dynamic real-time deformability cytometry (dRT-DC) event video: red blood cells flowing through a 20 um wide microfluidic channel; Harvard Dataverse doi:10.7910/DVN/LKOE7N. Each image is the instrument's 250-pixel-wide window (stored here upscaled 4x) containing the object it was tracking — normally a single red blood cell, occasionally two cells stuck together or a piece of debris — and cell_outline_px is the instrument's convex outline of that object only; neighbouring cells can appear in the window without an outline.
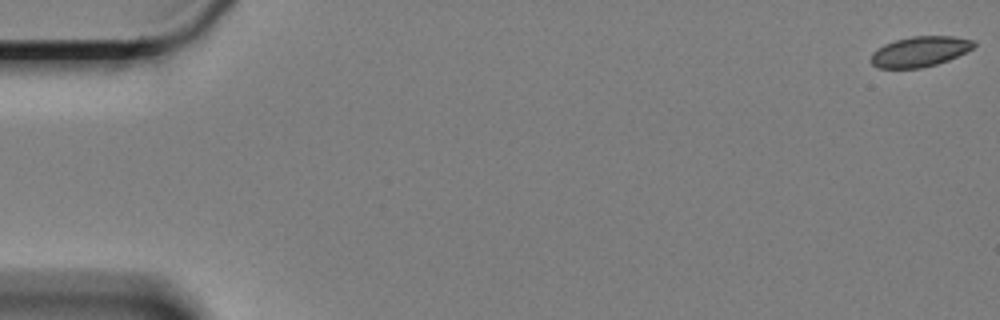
{"species": "Egyptian fruit bat (a non-hibernating species)", "species_latin": "Rousettus aegyptiacus", "temperature_condition": "cold", "stored_images_in_passage": 62, "segment_of_instrument_passage": [1, 2], "camera_frame_rate_fps": 3000, "um_per_image_px": 0.085, "animal": {"sex": "female"}, "frame": {"image": 1, "passage_image": 1, "time_ms": 0.0, "image_size_px": [1000, 320], "cell_outline_px": [[976, 44], [972, 48], [948, 60], [936, 64], [920, 68], [880, 68], [872, 64], [868, 60], [872, 52], [884, 44], [896, 40], [912, 36], [952, 36], [972, 40]], "centroid_in_image_um": [78.13, 4.38], "position_along_channel_um": 6.9, "area_um2": 18.03}}
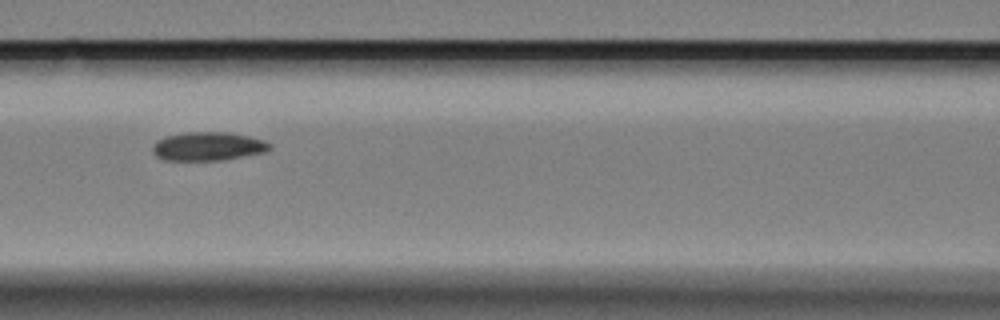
{"frame": {"image": 2, "passage_image": 27, "time_ms": 8.667, "image_size_px": [1000, 320], "cell_outline_px": [[272, 148], [264, 152], [224, 160], [164, 160], [156, 156], [152, 152], [152, 148], [156, 140], [168, 136], [184, 132], [228, 132], [248, 136], [264, 140], [272, 144]], "centroid_in_image_um": [17.68, 12.44], "position_along_channel_um": 148.9, "area_um2": 19.59}}
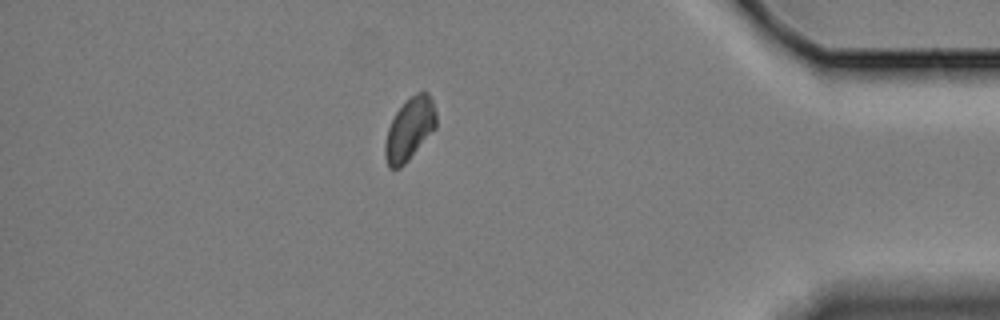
{"frame": {"image": 3, "passage_image": 53, "time_ms": 17.333, "image_size_px": [1000, 320], "cell_outline_px": [[436, 128], [408, 160], [400, 168], [388, 168], [384, 156], [384, 144], [388, 128], [396, 112], [416, 92], [428, 92], [432, 100], [436, 112]], "centroid_in_image_um": [34.81, 11.0], "position_along_channel_um": 400.4, "area_um2": 18.44}}